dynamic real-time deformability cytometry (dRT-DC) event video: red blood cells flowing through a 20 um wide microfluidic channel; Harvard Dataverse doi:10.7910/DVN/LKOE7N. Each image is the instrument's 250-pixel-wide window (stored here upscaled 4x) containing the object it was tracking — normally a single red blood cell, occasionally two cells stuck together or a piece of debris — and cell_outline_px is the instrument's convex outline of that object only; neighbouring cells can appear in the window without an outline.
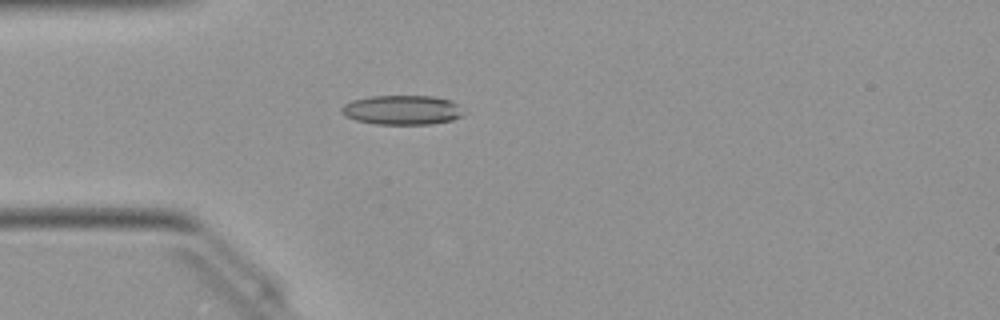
{"species": "Egyptian fruit bat (a non-hibernating species)", "species_latin": "Rousettus aegyptiacus", "temperature_condition": "warm", "stored_images_in_passage": 50, "camera_frame_rate_fps": 3000, "um_per_image_px": 0.085, "animal": {"sex": "female"}, "frame": {"image": 1, "passage_image": 14, "time_ms": 4.333, "image_size_px": [1000, 320], "cell_outline_px": [[468, 112], [464, 116], [452, 120], [432, 124], [376, 124], [356, 120], [344, 116], [340, 112], [340, 108], [344, 104], [352, 100], [372, 96], [432, 96], [452, 100], [460, 104]], "centroid_in_image_um": [34.26, 9.35], "position_along_channel_um": 50.7, "area_um2": 21.44}}
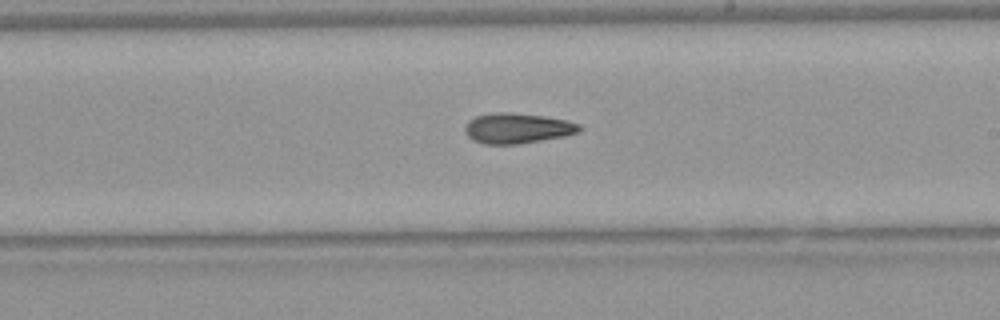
{"frame": {"image": 2, "passage_image": 29, "time_ms": 9.333, "image_size_px": [1000, 320], "cell_outline_px": [[584, 128], [580, 132], [564, 136], [516, 144], [484, 144], [472, 140], [468, 136], [464, 128], [468, 120], [476, 116], [496, 112], [508, 112], [544, 116], [568, 120], [580, 124]], "centroid_in_image_um": [43.99, 10.89], "position_along_channel_um": 245.0, "area_um2": 20.29}}
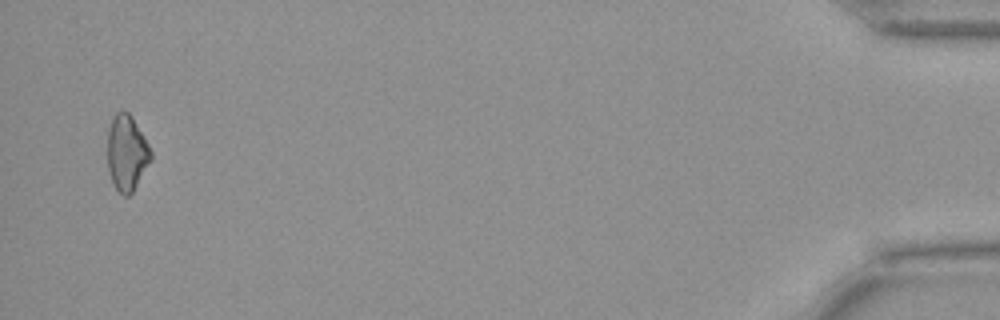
{"frame": {"image": 3, "passage_image": 49, "time_ms": 16.0, "image_size_px": [1000, 320], "cell_outline_px": [[152, 160], [132, 192], [128, 196], [124, 196], [112, 184], [108, 168], [108, 128], [112, 116], [116, 112], [128, 112], [132, 116], [148, 144], [152, 152]], "centroid_in_image_um": [10.77, 12.99], "position_along_channel_um": 424.4, "area_um2": 19.13}, "authors_computed_cell_mechanics": {"area_um2": 19.8254, "velocity_mm_per_s": 4.0622, "shape_relaxation_time_tau1_ms": null, "shape_relaxation_time_tau2_ms": 7.302, "deformation_change_tau1": null, "deformation_change_tau2": 0.1835}}